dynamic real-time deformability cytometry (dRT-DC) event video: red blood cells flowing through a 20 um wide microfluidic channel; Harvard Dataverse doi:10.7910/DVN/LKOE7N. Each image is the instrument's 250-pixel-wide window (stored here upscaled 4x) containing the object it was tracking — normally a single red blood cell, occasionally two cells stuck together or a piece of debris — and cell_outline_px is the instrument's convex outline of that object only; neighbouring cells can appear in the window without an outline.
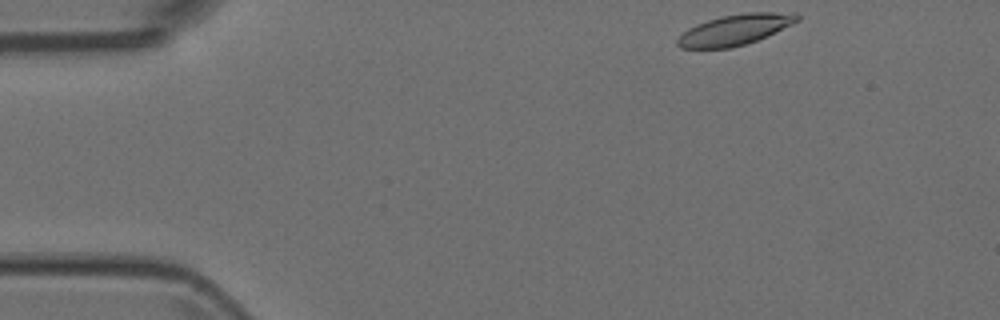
{"species": "Egyptian fruit bat (a non-hibernating species)", "species_latin": "Rousettus aegyptiacus", "temperature_condition": "room temperature", "stored_images_in_passage": 2, "camera_frame_rate_fps": 3000, "um_per_image_px": 0.085, "animal": {"sex": "female"}, "frame": {"image": 1, "passage_image": 1, "time_ms": 0.0, "image_size_px": [1000, 320], "cell_outline_px": [[800, 20], [792, 24], [756, 40], [732, 48], [680, 48], [676, 44], [676, 40], [688, 28], [696, 24], [720, 16], [744, 12], [796, 12], [800, 16]], "centroid_in_image_um": [62.48, 2.51], "position_along_channel_um": 22.5, "area_um2": 21.33}}